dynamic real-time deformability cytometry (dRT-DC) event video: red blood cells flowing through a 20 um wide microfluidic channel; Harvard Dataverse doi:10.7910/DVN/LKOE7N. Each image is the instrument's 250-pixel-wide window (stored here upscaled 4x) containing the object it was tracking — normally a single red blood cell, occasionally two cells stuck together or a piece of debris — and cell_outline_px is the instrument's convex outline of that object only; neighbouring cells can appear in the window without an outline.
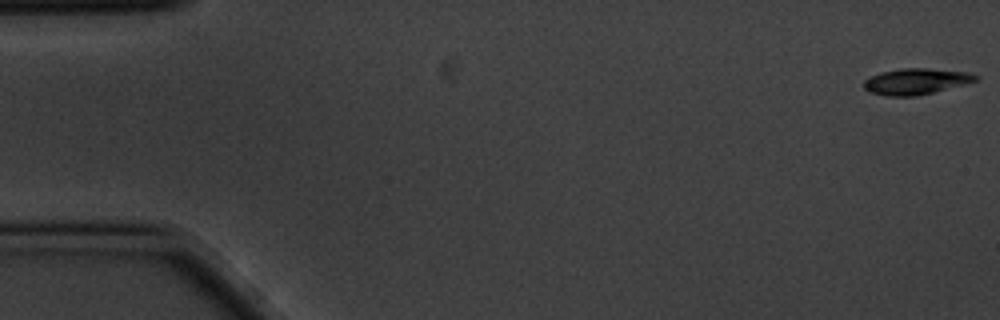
{"species": "common noctule bat (a hibernating species)", "species_latin": "Nyctalus noctula", "temperature_condition": "cold", "stored_images_in_passage": 15, "camera_frame_rate_fps": 3000, "um_per_image_px": 0.085, "animal": {"sex": "male", "body_mass_g": 20.1, "forearm_length_mm": 53.5}, "frame": {"image": 1, "passage_image": 1, "time_ms": 0.0, "image_size_px": [1000, 320], "cell_outline_px": [[980, 80], [916, 96], [884, 96], [868, 92], [864, 88], [864, 80], [880, 72], [900, 68], [928, 68], [968, 72], [980, 76]], "centroid_in_image_um": [77.86, 6.91], "position_along_channel_um": 7.1, "area_um2": 17.05}}
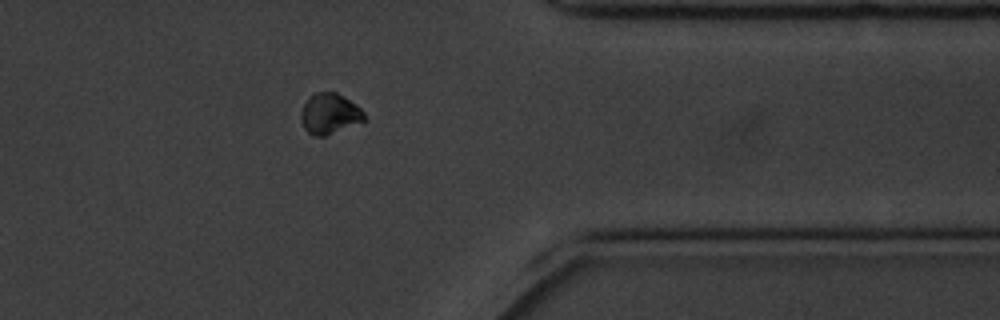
{"frame": {"image": 2, "passage_image": 13, "time_ms": 4.0, "image_size_px": [1000, 320], "cell_outline_px": [[364, 120], [324, 136], [312, 136], [304, 128], [300, 120], [300, 112], [308, 96], [316, 92], [336, 92], [356, 104], [364, 112]], "centroid_in_image_um": [27.96, 9.65], "position_along_channel_um": 383.4, "area_um2": 14.85}}